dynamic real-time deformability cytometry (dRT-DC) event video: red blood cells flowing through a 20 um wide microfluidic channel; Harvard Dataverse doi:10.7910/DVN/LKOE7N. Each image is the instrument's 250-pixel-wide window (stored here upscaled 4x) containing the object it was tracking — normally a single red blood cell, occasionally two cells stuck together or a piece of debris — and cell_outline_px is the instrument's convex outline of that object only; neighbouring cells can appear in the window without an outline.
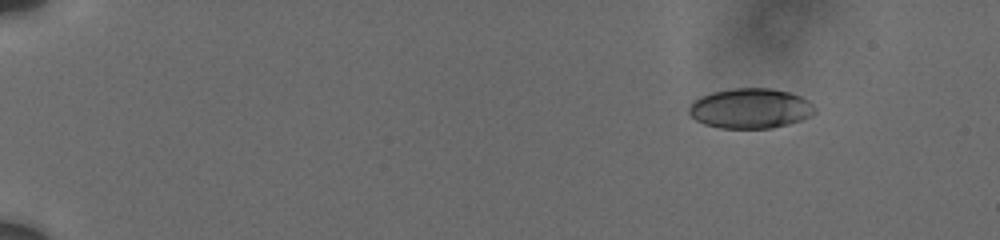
{"species": "human", "species_latin": "Homo sapiens", "temperature_condition": "cold", "stored_images_in_passage": 61, "camera_frame_rate_fps": 3000, "um_per_image_px": 0.085, "donor": {"sex": "male"}, "frame": {"image": 1, "passage_image": 1, "time_ms": 0.0, "image_size_px": [1000, 240], "cell_outline_px": [[816, 112], [800, 120], [788, 124], [772, 128], [720, 128], [704, 124], [696, 120], [688, 112], [688, 108], [700, 96], [712, 92], [732, 88], [772, 88], [788, 92], [800, 96], [808, 100], [816, 108]], "centroid_in_image_um": [63.78, 9.21], "position_along_channel_um": 21.2, "area_um2": 29.3}}
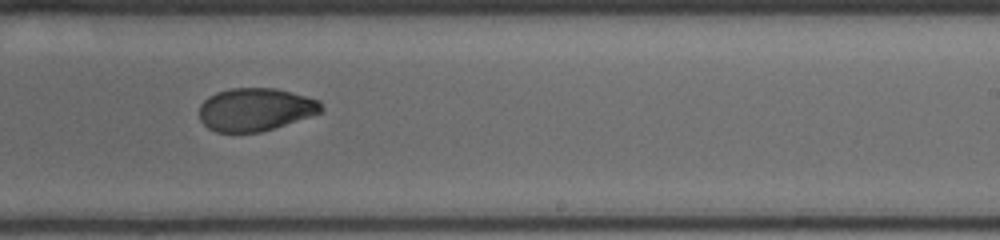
{"frame": {"image": 2, "passage_image": 38, "time_ms": 10.333, "image_size_px": [1000, 240], "cell_outline_px": [[324, 108], [320, 112], [312, 116], [260, 132], [216, 132], [208, 128], [200, 120], [200, 104], [208, 96], [216, 92], [228, 88], [276, 88], [320, 100]], "centroid_in_image_um": [21.7, 9.3], "position_along_channel_um": 267.3, "area_um2": 30.58}}
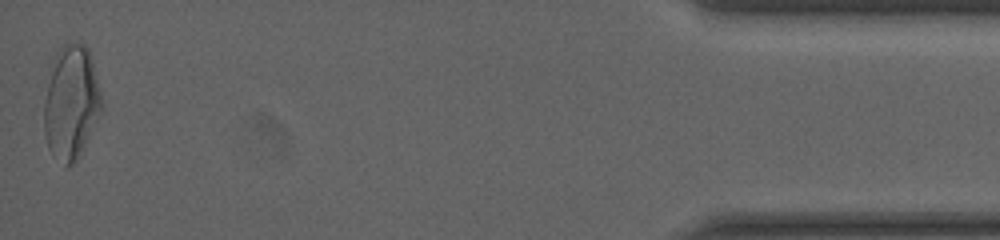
{"frame": {"image": 3, "passage_image": 61, "time_ms": 16.667, "image_size_px": [1000, 240], "cell_outline_px": [[104, 108], [84, 144], [72, 164], [68, 168], [64, 168], [48, 148], [44, 132], [44, 100], [48, 68], [56, 52], [64, 44], [84, 44], [88, 48], [92, 60]], "centroid_in_image_um": [6.01, 8.69], "position_along_channel_um": 429.2, "area_um2": 38.32}, "authors_computed_cell_mechanics": {"area_um2": 31.2698, "velocity_mm_per_s": 3.7318, "shape_relaxation_time_tau1_ms": 4.8892, "shape_relaxation_time_tau2_ms": 1.5662, "deformation_change_tau1": 0.1578, "deformation_change_tau2": 0.0511}}